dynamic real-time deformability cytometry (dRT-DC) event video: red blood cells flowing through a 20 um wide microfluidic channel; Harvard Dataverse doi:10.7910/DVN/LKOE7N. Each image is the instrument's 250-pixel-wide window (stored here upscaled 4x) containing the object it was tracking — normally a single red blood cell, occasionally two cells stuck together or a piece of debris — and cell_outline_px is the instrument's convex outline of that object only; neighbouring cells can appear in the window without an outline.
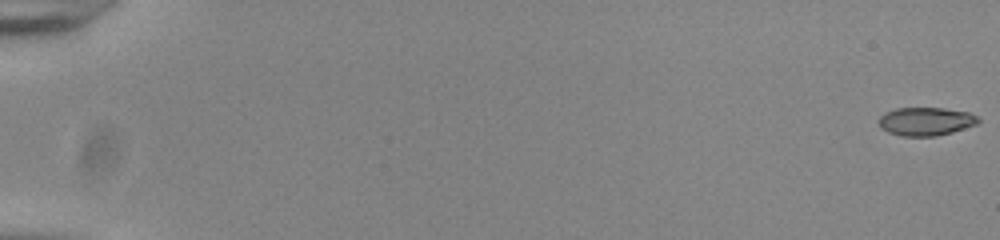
{"species": "common noctule bat (a hibernating species)", "species_latin": "Nyctalus noctula", "temperature_condition": "room temperature", "stored_images_in_passage": 56, "camera_frame_rate_fps": 3000, "um_per_image_px": 0.085, "animal": {"sex": "male", "body_mass_g": 20.0, "forearm_length_mm": 53.3}, "frame": {"image": 1, "passage_image": 1, "time_ms": 0.0, "image_size_px": [1000, 240], "cell_outline_px": [[980, 120], [976, 124], [952, 132], [936, 136], [900, 136], [888, 132], [880, 128], [876, 120], [884, 112], [896, 108], [944, 108], [968, 112], [976, 116]], "centroid_in_image_um": [78.62, 10.32], "position_along_channel_um": 6.4, "area_um2": 16.53}}
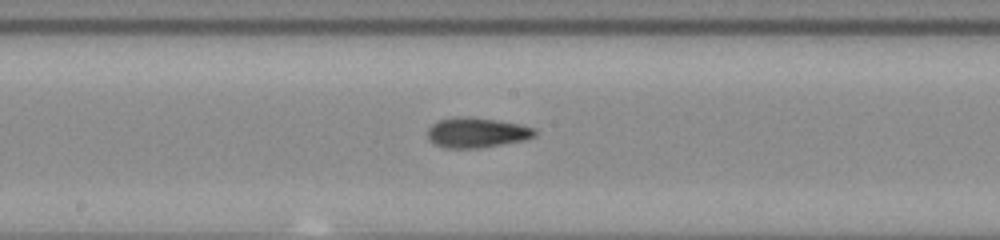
{"frame": {"image": 2, "passage_image": 32, "time_ms": 10.333, "image_size_px": [1000, 240], "cell_outline_px": [[536, 136], [524, 140], [480, 148], [444, 148], [428, 140], [428, 128], [432, 124], [440, 120], [452, 116], [472, 116], [500, 120], [520, 124], [536, 128]], "centroid_in_image_um": [40.53, 11.25], "position_along_channel_um": 207.7, "area_um2": 19.13}}
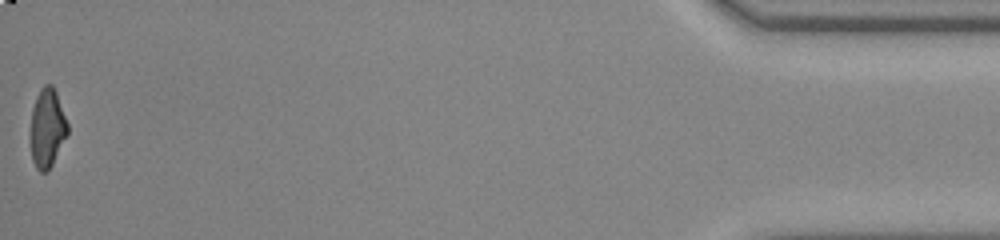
{"frame": {"image": 3, "passage_image": 56, "time_ms": 18.333, "image_size_px": [1000, 240], "cell_outline_px": [[68, 132], [48, 172], [40, 172], [36, 168], [32, 160], [32, 108], [36, 96], [40, 88], [44, 84], [52, 84], [56, 92], [68, 124]], "centroid_in_image_um": [4.02, 10.87], "position_along_channel_um": 431.2, "area_um2": 16.7}, "authors_computed_cell_mechanics": {"area_um2": 17.6001, "velocity_mm_per_s": 3.8528, "shape_relaxation_time_tau1_ms": 5.393, "shape_relaxation_time_tau2_ms": 2.4129, "deformation_change_tau1": 0.1512, "deformation_change_tau2": 0.0937}}